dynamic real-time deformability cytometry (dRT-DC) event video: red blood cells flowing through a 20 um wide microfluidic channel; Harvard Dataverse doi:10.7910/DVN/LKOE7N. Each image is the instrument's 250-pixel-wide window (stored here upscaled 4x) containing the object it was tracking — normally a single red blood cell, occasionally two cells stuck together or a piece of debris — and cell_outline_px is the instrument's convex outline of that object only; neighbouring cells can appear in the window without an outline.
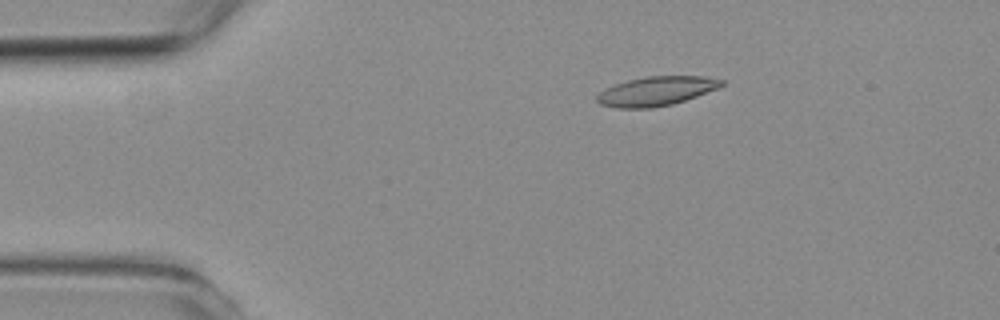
{"species": "common noctule bat (a hibernating species)", "species_latin": "Nyctalus noctula", "temperature_condition": "room temperature", "stored_images_in_passage": 55, "camera_frame_rate_fps": 3000, "um_per_image_px": 0.085, "animal": {"sex": "female", "body_mass_g": 19.3, "forearm_length_mm": 54.1}, "frame": {"image": 1, "passage_image": 10, "time_ms": 3.0, "image_size_px": [1000, 320], "cell_outline_px": [[724, 84], [716, 88], [696, 96], [672, 104], [652, 108], [616, 108], [600, 104], [596, 100], [596, 96], [604, 88], [628, 80], [648, 76], [704, 76], [724, 80]], "centroid_in_image_um": [55.74, 7.74], "position_along_channel_um": 29.3, "area_um2": 21.04}}
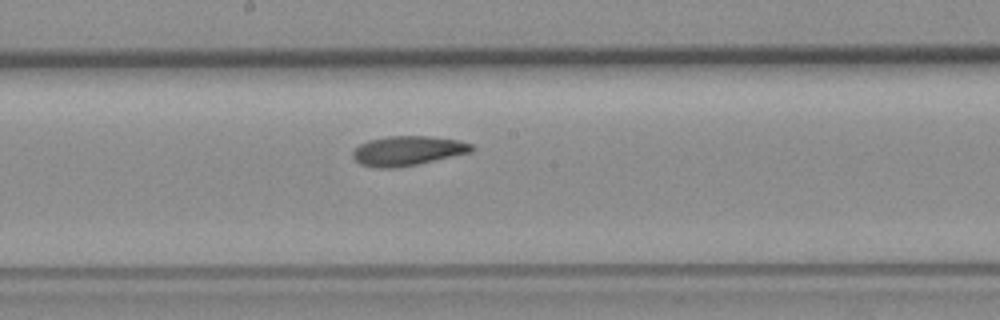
{"frame": {"image": 2, "passage_image": 29, "time_ms": 9.333, "image_size_px": [1000, 320], "cell_outline_px": [[476, 148], [472, 152], [416, 164], [396, 168], [376, 168], [360, 164], [352, 156], [352, 152], [360, 144], [368, 140], [388, 136], [428, 136], [456, 140], [472, 144]], "centroid_in_image_um": [34.64, 12.82], "position_along_channel_um": 213.6, "area_um2": 20.4}}
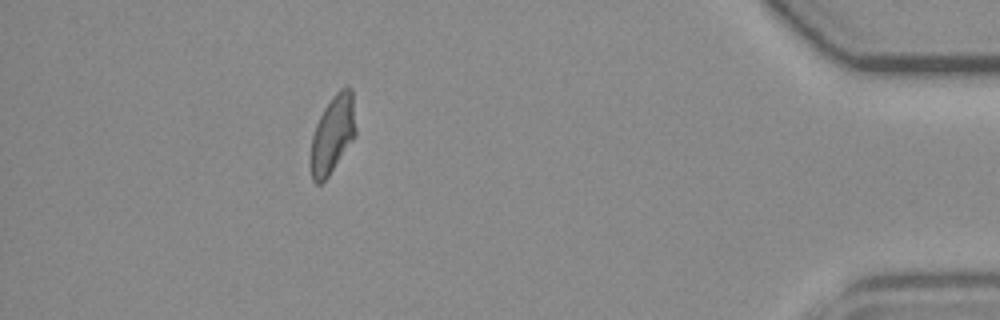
{"frame": {"image": 3, "passage_image": 49, "time_ms": 16.0, "image_size_px": [1000, 320], "cell_outline_px": [[356, 132], [328, 176], [320, 184], [316, 184], [312, 180], [308, 164], [312, 136], [316, 124], [324, 108], [332, 96], [340, 88], [348, 84], [352, 88], [356, 128]], "centroid_in_image_um": [28.23, 11.39], "position_along_channel_um": 407.0, "area_um2": 20.52}, "authors_computed_cell_mechanics": {"area_um2": 20.6346, "velocity_mm_per_s": 3.7562, "shape_relaxation_time_tau1_ms": null, "shape_relaxation_time_tau2_ms": 3.2049, "deformation_change_tau1": null, "deformation_change_tau2": 0.0894}}